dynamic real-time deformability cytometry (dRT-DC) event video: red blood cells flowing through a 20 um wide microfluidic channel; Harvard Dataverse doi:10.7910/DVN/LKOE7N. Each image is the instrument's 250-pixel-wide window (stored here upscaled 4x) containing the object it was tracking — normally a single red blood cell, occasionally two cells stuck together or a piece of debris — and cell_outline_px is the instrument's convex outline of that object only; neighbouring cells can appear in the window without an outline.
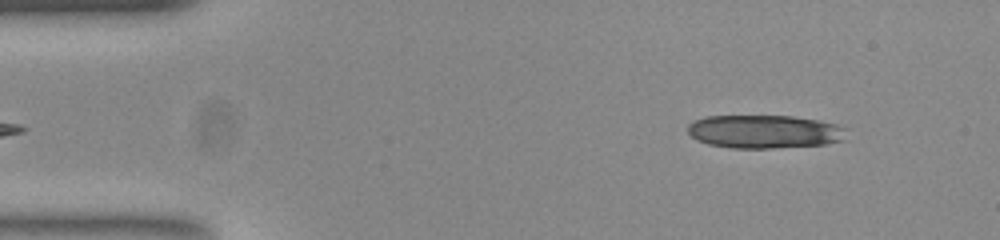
{"species": "common noctule bat (a hibernating species)", "species_latin": "Nyctalus noctula", "temperature_condition": "room temperature", "stored_images_in_passage": 14, "camera_frame_rate_fps": 3000, "um_per_image_px": 0.085, "animal": {"sex": "female", "body_mass_g": 23.0, "forearm_length_mm": 53.4}, "frame": {"image": 1, "passage_image": 2, "time_ms": 0.333, "image_size_px": [1000, 240], "cell_outline_px": [[848, 140], [824, 144], [768, 148], [732, 148], [708, 144], [696, 140], [688, 132], [688, 124], [704, 116], [792, 116], [820, 120], [836, 124], [848, 128]], "centroid_in_image_um": [65.05, 11.18], "position_along_channel_um": 20.0, "area_um2": 31.15}}